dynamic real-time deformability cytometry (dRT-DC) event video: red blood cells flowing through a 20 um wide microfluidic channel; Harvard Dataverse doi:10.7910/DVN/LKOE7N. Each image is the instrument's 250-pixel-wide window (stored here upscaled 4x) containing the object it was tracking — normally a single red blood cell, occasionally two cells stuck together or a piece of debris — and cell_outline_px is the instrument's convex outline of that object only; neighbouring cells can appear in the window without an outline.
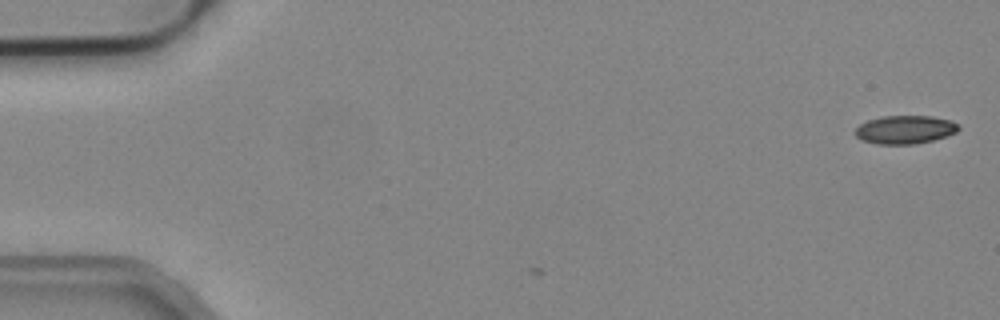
{"species": "common noctule bat (a hibernating species)", "species_latin": "Nyctalus noctula", "temperature_condition": "cold", "stored_images_in_passage": 2, "camera_frame_rate_fps": 3000, "um_per_image_px": 0.085, "animal": {"sex": "male", "body_mass_g": 19.2, "forearm_length_mm": 51.8}, "frame": {"image": 1, "passage_image": 2, "time_ms": 0.333, "image_size_px": [1000, 320], "cell_outline_px": [[960, 128], [956, 132], [932, 140], [916, 144], [876, 144], [860, 140], [852, 132], [860, 124], [868, 120], [884, 116], [932, 116], [948, 120], [956, 124]], "centroid_in_image_um": [76.86, 11.02], "position_along_channel_um": 8.1, "area_um2": 16.99}}